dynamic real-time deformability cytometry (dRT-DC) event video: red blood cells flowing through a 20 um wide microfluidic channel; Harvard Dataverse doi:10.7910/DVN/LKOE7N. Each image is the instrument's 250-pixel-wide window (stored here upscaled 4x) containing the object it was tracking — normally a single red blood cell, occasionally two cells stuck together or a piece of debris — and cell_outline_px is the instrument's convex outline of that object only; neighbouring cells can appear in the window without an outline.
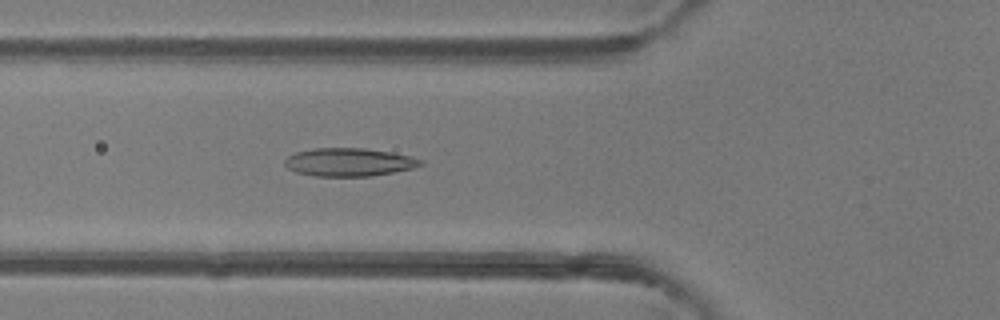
{"species": "common noctule bat (a hibernating species)", "species_latin": "Nyctalus noctula", "temperature_condition": "room temperature", "stored_images_in_passage": 47, "camera_frame_rate_fps": 3000, "um_per_image_px": 0.085, "animal": {"sex": "female"}, "frame": {"image": 1, "passage_image": 16, "time_ms": 5.0, "image_size_px": [1000, 320], "cell_outline_px": [[424, 164], [412, 168], [372, 176], [316, 176], [296, 172], [288, 168], [284, 164], [284, 160], [288, 156], [296, 152], [312, 148], [364, 148], [392, 152], [412, 156], [424, 160]], "centroid_in_image_um": [29.68, 13.77], "position_along_channel_um": 96.1, "area_um2": 22.37}}
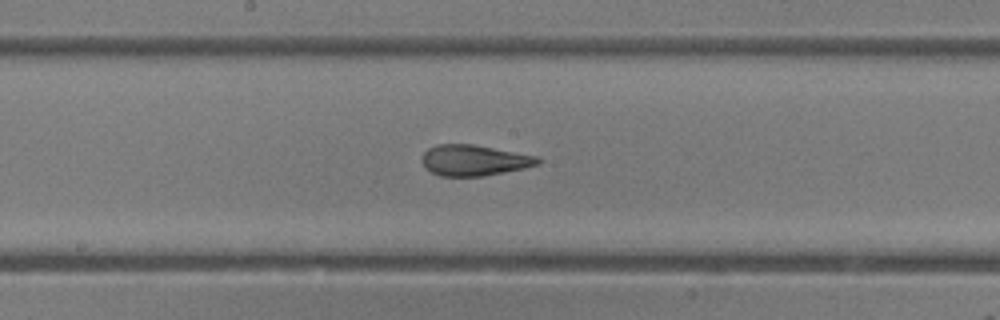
{"frame": {"image": 2, "passage_image": 24, "time_ms": 7.667, "image_size_px": [1000, 320], "cell_outline_px": [[544, 160], [540, 164], [524, 168], [484, 176], [440, 176], [424, 168], [420, 160], [420, 156], [428, 148], [436, 144], [472, 144], [540, 156]], "centroid_in_image_um": [40.3, 13.62], "position_along_channel_um": 207.9, "area_um2": 21.21}}
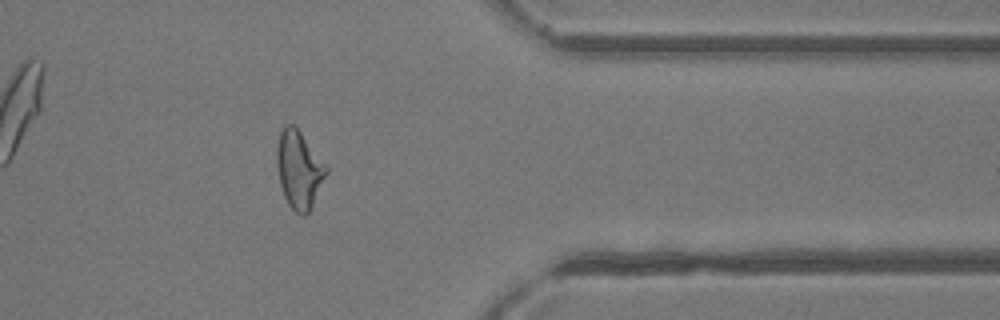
{"frame": {"image": 3, "passage_image": 38, "time_ms": 12.333, "image_size_px": [1000, 320], "cell_outline_px": [[328, 172], [308, 212], [304, 216], [300, 216], [288, 204], [284, 196], [280, 184], [276, 160], [276, 148], [280, 132], [284, 124], [292, 124], [300, 132], [328, 168]], "centroid_in_image_um": [25.39, 14.41], "position_along_channel_um": 386.0, "area_um2": 21.96}, "authors_computed_cell_mechanics": {"area_um2": 22.3686, "velocity_mm_per_s": 4.1594, "shape_relaxation_time_tau1_ms": 8.6798, "shape_relaxation_time_tau2_ms": 1.454, "deformation_change_tau1": 0.2496, "deformation_change_tau2": 0.0894}}